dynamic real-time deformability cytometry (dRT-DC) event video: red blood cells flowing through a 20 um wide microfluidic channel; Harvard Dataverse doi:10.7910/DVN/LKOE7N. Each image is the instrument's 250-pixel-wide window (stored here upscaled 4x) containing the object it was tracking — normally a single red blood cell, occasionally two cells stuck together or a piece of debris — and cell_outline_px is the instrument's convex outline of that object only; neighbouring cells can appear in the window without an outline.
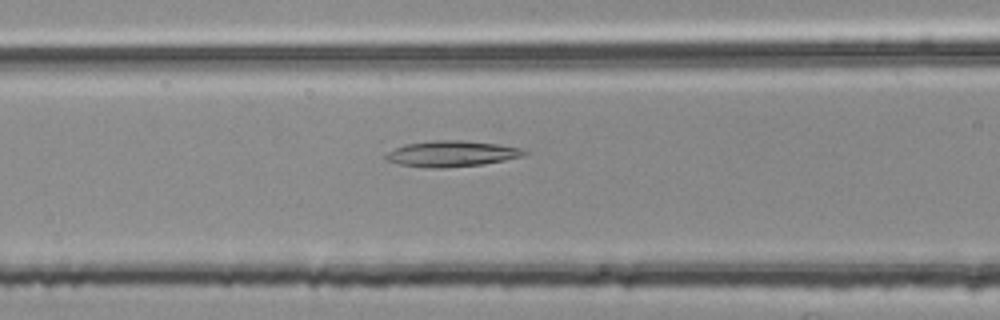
{"species": "common noctule bat (a hibernating species)", "species_latin": "Nyctalus noctula", "temperature_condition": "room temperature", "stored_images_in_passage": 50, "camera_frame_rate_fps": 3000, "um_per_image_px": 0.085, "animal": {"sex": "female", "body_mass_g": 25.1}, "frame": {"image": 1, "passage_image": 18, "time_ms": 5.667, "image_size_px": [1000, 320], "cell_outline_px": [[528, 152], [524, 156], [504, 160], [480, 164], [440, 168], [424, 168], [400, 164], [388, 160], [384, 156], [388, 152], [404, 144], [436, 140], [460, 140], [496, 144], [520, 148]], "centroid_in_image_um": [38.37, 13.06], "position_along_channel_um": 128.2, "area_um2": 20.58}}
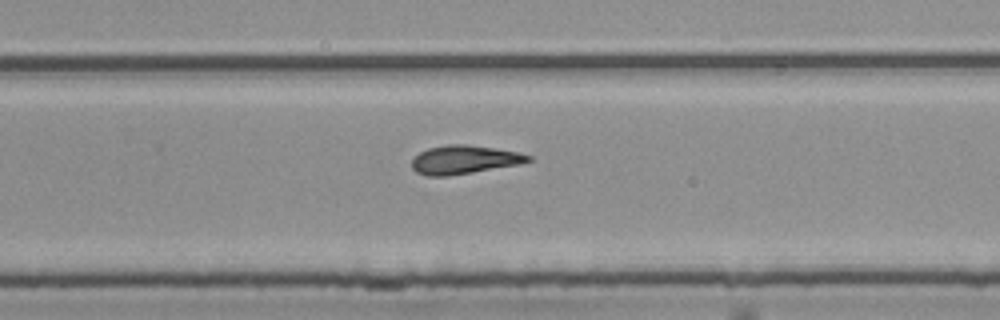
{"frame": {"image": 2, "passage_image": 31, "time_ms": 10.0, "image_size_px": [1000, 320], "cell_outline_px": [[532, 160], [520, 164], [448, 176], [428, 176], [416, 172], [412, 168], [412, 160], [420, 152], [428, 148], [448, 144], [464, 144], [520, 152], [532, 156]], "centroid_in_image_um": [39.46, 13.57], "position_along_channel_um": 290.3, "area_um2": 19.25}}
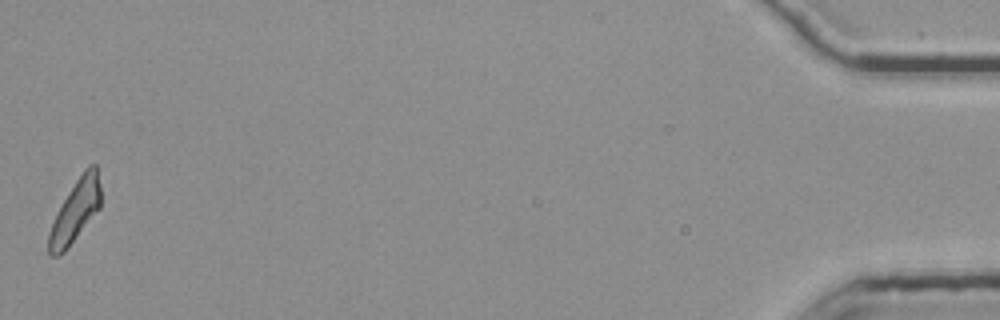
{"frame": {"image": 3, "passage_image": 50, "time_ms": 16.333, "image_size_px": [1000, 320], "cell_outline_px": [[100, 208], [64, 252], [56, 256], [48, 256], [48, 236], [56, 212], [68, 192], [84, 168], [88, 164], [96, 164], [100, 184]], "centroid_in_image_um": [6.4, 17.92], "position_along_channel_um": 428.8, "area_um2": 18.73}}